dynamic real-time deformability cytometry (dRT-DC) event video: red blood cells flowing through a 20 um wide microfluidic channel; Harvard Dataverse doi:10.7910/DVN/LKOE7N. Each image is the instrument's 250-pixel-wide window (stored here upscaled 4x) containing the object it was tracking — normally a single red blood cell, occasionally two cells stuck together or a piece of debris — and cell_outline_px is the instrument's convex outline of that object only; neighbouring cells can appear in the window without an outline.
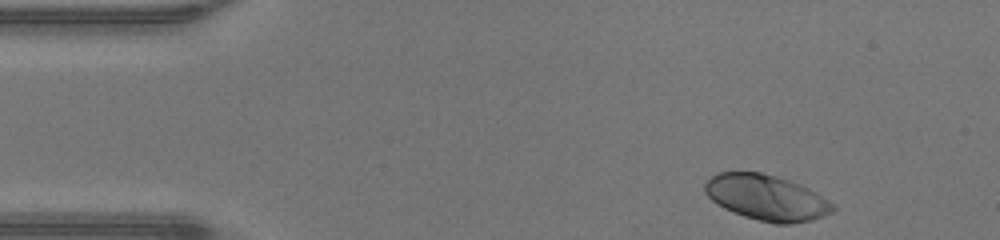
{"species": "human", "species_latin": "Homo sapiens", "temperature_condition": "warm", "stored_images_in_passage": 35, "camera_frame_rate_fps": 3000, "um_per_image_px": 0.085, "donor": {"sex": "male"}, "frame": {"image": 1, "passage_image": 1, "time_ms": 0.0, "image_size_px": [1000, 240], "cell_outline_px": [[836, 208], [832, 212], [812, 220], [788, 224], [776, 224], [744, 216], [732, 212], [716, 204], [704, 192], [704, 184], [712, 176], [720, 172], [760, 172], [776, 176], [800, 184], [816, 192], [832, 204]], "centroid_in_image_um": [65.13, 16.79], "position_along_channel_um": 19.9, "area_um2": 33.76}}
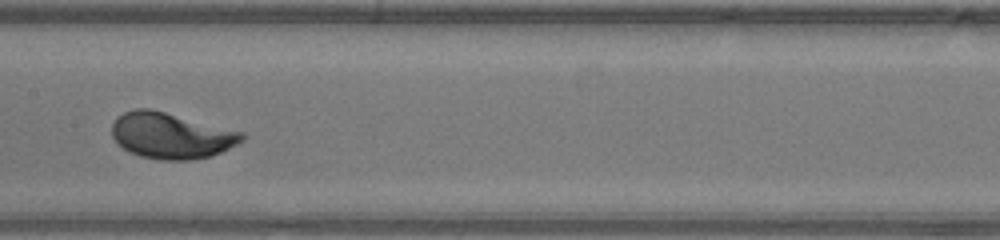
{"frame": {"image": 2, "passage_image": 19, "time_ms": 6.0, "image_size_px": [1000, 240], "cell_outline_px": [[244, 140], [220, 152], [208, 156], [188, 160], [160, 160], [140, 156], [124, 148], [112, 136], [112, 124], [116, 116], [124, 112], [136, 108], [148, 108], [244, 132]], "centroid_in_image_um": [14.52, 11.52], "position_along_channel_um": 192.9, "area_um2": 34.39}}
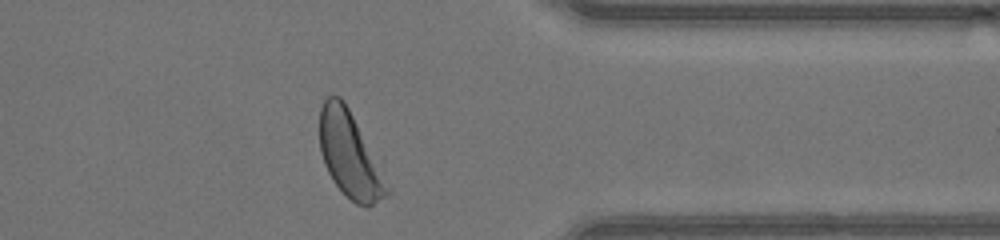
{"frame": {"image": 3, "passage_image": 33, "time_ms": 10.667, "image_size_px": [1000, 240], "cell_outline_px": [[392, 192], [388, 196], [368, 208], [364, 208], [356, 204], [332, 180], [324, 164], [320, 152], [320, 108], [324, 100], [332, 92], [340, 96], [344, 100], [392, 188]], "centroid_in_image_um": [29.75, 13.19], "position_along_channel_um": 381.6, "area_um2": 33.76}, "authors_computed_cell_mechanics": {"area_um2": 33.4084, "velocity_mm_per_s": 4.3315, "shape_relaxation_time_tau1_ms": 2.3087, "shape_relaxation_time_tau2_ms": null, "deformation_change_tau1": 0.1893, "deformation_change_tau2": null}}